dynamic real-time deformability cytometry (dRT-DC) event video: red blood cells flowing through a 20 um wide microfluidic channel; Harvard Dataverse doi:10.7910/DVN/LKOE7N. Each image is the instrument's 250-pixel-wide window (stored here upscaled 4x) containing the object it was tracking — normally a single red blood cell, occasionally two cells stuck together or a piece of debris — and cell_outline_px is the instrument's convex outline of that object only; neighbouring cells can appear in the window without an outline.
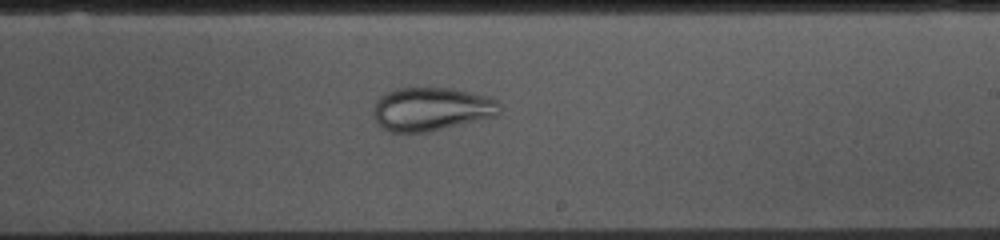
{"species": "common noctule bat (a hibernating species)", "species_latin": "Nyctalus noctula", "temperature_condition": "cold", "stored_images_in_passage": 53, "camera_frame_rate_fps": 3000, "um_per_image_px": 0.085, "animal": {"sex": "female", "body_mass_g": 10.0, "forearm_length_mm": 53.1}, "frame": {"image": 1, "passage_image": 30, "time_ms": 9.667, "image_size_px": [1000, 240], "cell_outline_px": [[500, 112], [496, 116], [428, 132], [388, 132], [372, 116], [372, 112], [376, 100], [384, 92], [396, 88], [452, 88], [484, 96], [496, 100], [500, 104]], "centroid_in_image_um": [36.62, 9.27], "position_along_channel_um": 252.4, "area_um2": 31.96}}
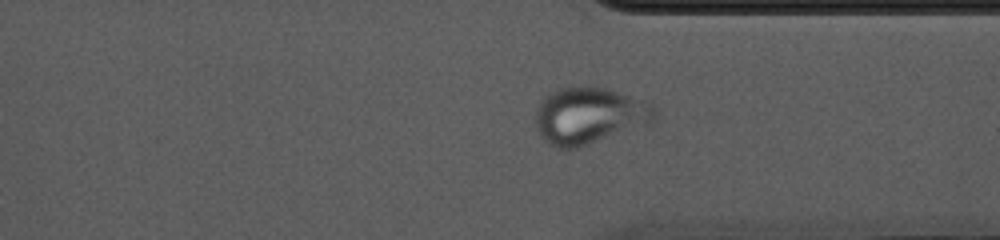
{"frame": {"image": 2, "passage_image": 39, "time_ms": 12.667, "image_size_px": [1000, 240], "cell_outline_px": [[656, 124], [576, 148], [556, 148], [548, 144], [544, 140], [536, 128], [536, 108], [544, 96], [556, 88], [580, 84], [604, 88], [652, 104], [656, 108]], "centroid_in_image_um": [50.11, 9.83], "position_along_channel_um": 361.3, "area_um2": 40.23}}
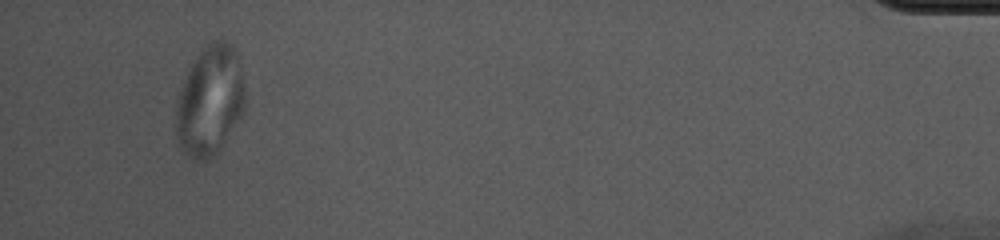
{"frame": {"image": 3, "passage_image": 50, "time_ms": 16.333, "image_size_px": [1000, 240], "cell_outline_px": [[244, 112], [216, 156], [208, 160], [192, 160], [180, 148], [176, 132], [176, 112], [180, 92], [184, 80], [196, 56], [212, 40], [228, 40], [240, 52], [244, 80]], "centroid_in_image_um": [17.89, 8.55], "position_along_channel_um": 417.3, "area_um2": 44.74}}